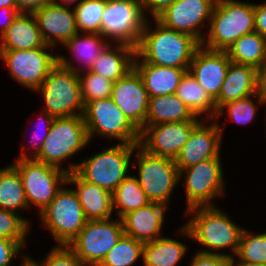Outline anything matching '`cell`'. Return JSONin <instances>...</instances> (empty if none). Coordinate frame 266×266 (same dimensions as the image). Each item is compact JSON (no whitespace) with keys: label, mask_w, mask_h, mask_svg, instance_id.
<instances>
[{"label":"cell","mask_w":266,"mask_h":266,"mask_svg":"<svg viewBox=\"0 0 266 266\" xmlns=\"http://www.w3.org/2000/svg\"><path fill=\"white\" fill-rule=\"evenodd\" d=\"M226 53L231 62L259 69L266 63V38L256 31L245 34L238 38Z\"/></svg>","instance_id":"cell-32"},{"label":"cell","mask_w":266,"mask_h":266,"mask_svg":"<svg viewBox=\"0 0 266 266\" xmlns=\"http://www.w3.org/2000/svg\"><path fill=\"white\" fill-rule=\"evenodd\" d=\"M16 8L14 0H0V8Z\"/></svg>","instance_id":"cell-51"},{"label":"cell","mask_w":266,"mask_h":266,"mask_svg":"<svg viewBox=\"0 0 266 266\" xmlns=\"http://www.w3.org/2000/svg\"><path fill=\"white\" fill-rule=\"evenodd\" d=\"M86 125L82 115L56 117L40 153L34 158L36 161L60 168L66 173L76 171L77 162L69 161L79 152H83L89 144ZM68 161V164H64ZM64 165V166H63Z\"/></svg>","instance_id":"cell-3"},{"label":"cell","mask_w":266,"mask_h":266,"mask_svg":"<svg viewBox=\"0 0 266 266\" xmlns=\"http://www.w3.org/2000/svg\"><path fill=\"white\" fill-rule=\"evenodd\" d=\"M146 20L142 0H106L100 34L110 43L136 48Z\"/></svg>","instance_id":"cell-12"},{"label":"cell","mask_w":266,"mask_h":266,"mask_svg":"<svg viewBox=\"0 0 266 266\" xmlns=\"http://www.w3.org/2000/svg\"><path fill=\"white\" fill-rule=\"evenodd\" d=\"M191 262L187 266H232V258L212 253H202L195 251Z\"/></svg>","instance_id":"cell-43"},{"label":"cell","mask_w":266,"mask_h":266,"mask_svg":"<svg viewBox=\"0 0 266 266\" xmlns=\"http://www.w3.org/2000/svg\"><path fill=\"white\" fill-rule=\"evenodd\" d=\"M109 44L110 42L100 33L78 32L63 45L71 56H65L59 51L58 63L65 68L72 69L77 74L90 71L93 63Z\"/></svg>","instance_id":"cell-21"},{"label":"cell","mask_w":266,"mask_h":266,"mask_svg":"<svg viewBox=\"0 0 266 266\" xmlns=\"http://www.w3.org/2000/svg\"><path fill=\"white\" fill-rule=\"evenodd\" d=\"M55 50L51 46L31 50H0V60L7 68L11 80L34 93L58 63Z\"/></svg>","instance_id":"cell-13"},{"label":"cell","mask_w":266,"mask_h":266,"mask_svg":"<svg viewBox=\"0 0 266 266\" xmlns=\"http://www.w3.org/2000/svg\"><path fill=\"white\" fill-rule=\"evenodd\" d=\"M11 164L22 179L29 210L36 207L37 215L50 204L67 182L68 173L35 159L14 160Z\"/></svg>","instance_id":"cell-11"},{"label":"cell","mask_w":266,"mask_h":266,"mask_svg":"<svg viewBox=\"0 0 266 266\" xmlns=\"http://www.w3.org/2000/svg\"><path fill=\"white\" fill-rule=\"evenodd\" d=\"M151 20H146L136 54L147 63L188 69L201 43L189 34L165 27L157 19Z\"/></svg>","instance_id":"cell-2"},{"label":"cell","mask_w":266,"mask_h":266,"mask_svg":"<svg viewBox=\"0 0 266 266\" xmlns=\"http://www.w3.org/2000/svg\"><path fill=\"white\" fill-rule=\"evenodd\" d=\"M38 216L42 230H48L55 240L54 245L68 246L87 222L77 195L67 182Z\"/></svg>","instance_id":"cell-7"},{"label":"cell","mask_w":266,"mask_h":266,"mask_svg":"<svg viewBox=\"0 0 266 266\" xmlns=\"http://www.w3.org/2000/svg\"><path fill=\"white\" fill-rule=\"evenodd\" d=\"M111 99L140 132L145 126L149 95L135 68L113 83Z\"/></svg>","instance_id":"cell-18"},{"label":"cell","mask_w":266,"mask_h":266,"mask_svg":"<svg viewBox=\"0 0 266 266\" xmlns=\"http://www.w3.org/2000/svg\"><path fill=\"white\" fill-rule=\"evenodd\" d=\"M48 46L32 13L20 12L0 36V50H31Z\"/></svg>","instance_id":"cell-25"},{"label":"cell","mask_w":266,"mask_h":266,"mask_svg":"<svg viewBox=\"0 0 266 266\" xmlns=\"http://www.w3.org/2000/svg\"><path fill=\"white\" fill-rule=\"evenodd\" d=\"M135 156V157H134ZM132 158L134 176L151 203L169 206L179 179V169L173 159L149 154L139 145ZM137 173V175H135Z\"/></svg>","instance_id":"cell-6"},{"label":"cell","mask_w":266,"mask_h":266,"mask_svg":"<svg viewBox=\"0 0 266 266\" xmlns=\"http://www.w3.org/2000/svg\"><path fill=\"white\" fill-rule=\"evenodd\" d=\"M232 266H266L260 263L232 262Z\"/></svg>","instance_id":"cell-52"},{"label":"cell","mask_w":266,"mask_h":266,"mask_svg":"<svg viewBox=\"0 0 266 266\" xmlns=\"http://www.w3.org/2000/svg\"><path fill=\"white\" fill-rule=\"evenodd\" d=\"M27 242L0 238V266H15L11 265L15 258L17 260L18 256L20 258L26 255L24 249H26Z\"/></svg>","instance_id":"cell-42"},{"label":"cell","mask_w":266,"mask_h":266,"mask_svg":"<svg viewBox=\"0 0 266 266\" xmlns=\"http://www.w3.org/2000/svg\"><path fill=\"white\" fill-rule=\"evenodd\" d=\"M43 41L53 48L63 45L78 33L75 13L72 7L59 6L54 3L32 12ZM58 45V46H57Z\"/></svg>","instance_id":"cell-20"},{"label":"cell","mask_w":266,"mask_h":266,"mask_svg":"<svg viewBox=\"0 0 266 266\" xmlns=\"http://www.w3.org/2000/svg\"><path fill=\"white\" fill-rule=\"evenodd\" d=\"M221 158L202 161L179 171L185 193V211L199 206H216L215 200L225 197L226 179Z\"/></svg>","instance_id":"cell-9"},{"label":"cell","mask_w":266,"mask_h":266,"mask_svg":"<svg viewBox=\"0 0 266 266\" xmlns=\"http://www.w3.org/2000/svg\"><path fill=\"white\" fill-rule=\"evenodd\" d=\"M41 96V110L56 117L83 115L84 103L78 74L57 63L35 93Z\"/></svg>","instance_id":"cell-8"},{"label":"cell","mask_w":266,"mask_h":266,"mask_svg":"<svg viewBox=\"0 0 266 266\" xmlns=\"http://www.w3.org/2000/svg\"><path fill=\"white\" fill-rule=\"evenodd\" d=\"M82 116L90 143L98 136L121 144H139L140 132L111 97L85 104Z\"/></svg>","instance_id":"cell-10"},{"label":"cell","mask_w":266,"mask_h":266,"mask_svg":"<svg viewBox=\"0 0 266 266\" xmlns=\"http://www.w3.org/2000/svg\"><path fill=\"white\" fill-rule=\"evenodd\" d=\"M30 228L31 225L20 214L0 208V238L28 241Z\"/></svg>","instance_id":"cell-40"},{"label":"cell","mask_w":266,"mask_h":266,"mask_svg":"<svg viewBox=\"0 0 266 266\" xmlns=\"http://www.w3.org/2000/svg\"><path fill=\"white\" fill-rule=\"evenodd\" d=\"M134 68L141 75L149 98L175 94L182 76L188 69L164 67L143 61L137 54Z\"/></svg>","instance_id":"cell-24"},{"label":"cell","mask_w":266,"mask_h":266,"mask_svg":"<svg viewBox=\"0 0 266 266\" xmlns=\"http://www.w3.org/2000/svg\"><path fill=\"white\" fill-rule=\"evenodd\" d=\"M168 209L171 208L160 203H150L127 213L121 218L124 234L143 243L164 236V223L167 220L165 214Z\"/></svg>","instance_id":"cell-22"},{"label":"cell","mask_w":266,"mask_h":266,"mask_svg":"<svg viewBox=\"0 0 266 266\" xmlns=\"http://www.w3.org/2000/svg\"><path fill=\"white\" fill-rule=\"evenodd\" d=\"M255 94L266 105V63L256 71Z\"/></svg>","instance_id":"cell-46"},{"label":"cell","mask_w":266,"mask_h":266,"mask_svg":"<svg viewBox=\"0 0 266 266\" xmlns=\"http://www.w3.org/2000/svg\"><path fill=\"white\" fill-rule=\"evenodd\" d=\"M232 262L260 263L266 265V231L253 232L244 229L236 255Z\"/></svg>","instance_id":"cell-36"},{"label":"cell","mask_w":266,"mask_h":266,"mask_svg":"<svg viewBox=\"0 0 266 266\" xmlns=\"http://www.w3.org/2000/svg\"><path fill=\"white\" fill-rule=\"evenodd\" d=\"M78 79L84 105L95 100L111 97L114 82L91 71L78 74Z\"/></svg>","instance_id":"cell-39"},{"label":"cell","mask_w":266,"mask_h":266,"mask_svg":"<svg viewBox=\"0 0 266 266\" xmlns=\"http://www.w3.org/2000/svg\"><path fill=\"white\" fill-rule=\"evenodd\" d=\"M255 67L231 62L218 97L214 100L217 111L226 103L255 94Z\"/></svg>","instance_id":"cell-27"},{"label":"cell","mask_w":266,"mask_h":266,"mask_svg":"<svg viewBox=\"0 0 266 266\" xmlns=\"http://www.w3.org/2000/svg\"><path fill=\"white\" fill-rule=\"evenodd\" d=\"M123 234L122 220L116 216L106 220H87L68 247L86 266H98Z\"/></svg>","instance_id":"cell-14"},{"label":"cell","mask_w":266,"mask_h":266,"mask_svg":"<svg viewBox=\"0 0 266 266\" xmlns=\"http://www.w3.org/2000/svg\"><path fill=\"white\" fill-rule=\"evenodd\" d=\"M263 105L264 103L257 97L256 94L251 95L247 98L239 99L237 101L228 102L224 104L217 111V115L215 117L218 127L221 130L222 138L223 135H225L224 128L226 127L224 126L227 125V120L229 121L228 123L235 122V124H240L242 126L248 125L249 123L251 124V122L256 120V115L259 113L258 110H260V106L263 107ZM223 116H228V119H226L225 117V123L220 124L219 120L222 119Z\"/></svg>","instance_id":"cell-34"},{"label":"cell","mask_w":266,"mask_h":266,"mask_svg":"<svg viewBox=\"0 0 266 266\" xmlns=\"http://www.w3.org/2000/svg\"><path fill=\"white\" fill-rule=\"evenodd\" d=\"M201 46L226 51L238 38L255 31L254 3L217 0Z\"/></svg>","instance_id":"cell-4"},{"label":"cell","mask_w":266,"mask_h":266,"mask_svg":"<svg viewBox=\"0 0 266 266\" xmlns=\"http://www.w3.org/2000/svg\"><path fill=\"white\" fill-rule=\"evenodd\" d=\"M222 135L215 119H203L175 158L179 171L202 161L222 158Z\"/></svg>","instance_id":"cell-17"},{"label":"cell","mask_w":266,"mask_h":266,"mask_svg":"<svg viewBox=\"0 0 266 266\" xmlns=\"http://www.w3.org/2000/svg\"><path fill=\"white\" fill-rule=\"evenodd\" d=\"M166 122L145 125L140 131L139 146L152 155L175 160L180 150L188 141L192 130L202 121Z\"/></svg>","instance_id":"cell-15"},{"label":"cell","mask_w":266,"mask_h":266,"mask_svg":"<svg viewBox=\"0 0 266 266\" xmlns=\"http://www.w3.org/2000/svg\"><path fill=\"white\" fill-rule=\"evenodd\" d=\"M43 266H86L84 262L68 247L53 245L43 259Z\"/></svg>","instance_id":"cell-41"},{"label":"cell","mask_w":266,"mask_h":266,"mask_svg":"<svg viewBox=\"0 0 266 266\" xmlns=\"http://www.w3.org/2000/svg\"><path fill=\"white\" fill-rule=\"evenodd\" d=\"M0 208L18 213L32 224L30 218L21 213L30 210L20 174L11 163L0 168Z\"/></svg>","instance_id":"cell-31"},{"label":"cell","mask_w":266,"mask_h":266,"mask_svg":"<svg viewBox=\"0 0 266 266\" xmlns=\"http://www.w3.org/2000/svg\"><path fill=\"white\" fill-rule=\"evenodd\" d=\"M217 0H176L157 20L165 27L202 42Z\"/></svg>","instance_id":"cell-16"},{"label":"cell","mask_w":266,"mask_h":266,"mask_svg":"<svg viewBox=\"0 0 266 266\" xmlns=\"http://www.w3.org/2000/svg\"><path fill=\"white\" fill-rule=\"evenodd\" d=\"M106 0H82L73 6L79 33H100Z\"/></svg>","instance_id":"cell-37"},{"label":"cell","mask_w":266,"mask_h":266,"mask_svg":"<svg viewBox=\"0 0 266 266\" xmlns=\"http://www.w3.org/2000/svg\"><path fill=\"white\" fill-rule=\"evenodd\" d=\"M183 215L184 218H190L181 224L182 226L177 229L179 234H176L184 240L190 239L199 244L200 248L195 251L221 254L230 258L236 255L245 227L231 220L230 215L222 207H194L184 211Z\"/></svg>","instance_id":"cell-1"},{"label":"cell","mask_w":266,"mask_h":266,"mask_svg":"<svg viewBox=\"0 0 266 266\" xmlns=\"http://www.w3.org/2000/svg\"><path fill=\"white\" fill-rule=\"evenodd\" d=\"M110 144L112 142L93 156L81 159L75 172L83 180L113 193L132 173V156L138 144Z\"/></svg>","instance_id":"cell-5"},{"label":"cell","mask_w":266,"mask_h":266,"mask_svg":"<svg viewBox=\"0 0 266 266\" xmlns=\"http://www.w3.org/2000/svg\"><path fill=\"white\" fill-rule=\"evenodd\" d=\"M191 110L175 94L149 98L145 125L195 120Z\"/></svg>","instance_id":"cell-30"},{"label":"cell","mask_w":266,"mask_h":266,"mask_svg":"<svg viewBox=\"0 0 266 266\" xmlns=\"http://www.w3.org/2000/svg\"><path fill=\"white\" fill-rule=\"evenodd\" d=\"M39 110L40 112H38V115H36L37 117L35 116L34 123L36 127L34 126L35 129L34 131L32 130V134H30L31 139H28L29 142L27 146L24 144L20 146V153L18 157L15 156V160L34 159L40 153L42 145L48 136L54 117L41 109Z\"/></svg>","instance_id":"cell-38"},{"label":"cell","mask_w":266,"mask_h":266,"mask_svg":"<svg viewBox=\"0 0 266 266\" xmlns=\"http://www.w3.org/2000/svg\"><path fill=\"white\" fill-rule=\"evenodd\" d=\"M20 263L18 266H43L40 261H37L35 258H33L31 255L26 254L20 259Z\"/></svg>","instance_id":"cell-49"},{"label":"cell","mask_w":266,"mask_h":266,"mask_svg":"<svg viewBox=\"0 0 266 266\" xmlns=\"http://www.w3.org/2000/svg\"><path fill=\"white\" fill-rule=\"evenodd\" d=\"M231 63L226 51L200 46L192 58L188 71L200 86L215 100L221 90Z\"/></svg>","instance_id":"cell-19"},{"label":"cell","mask_w":266,"mask_h":266,"mask_svg":"<svg viewBox=\"0 0 266 266\" xmlns=\"http://www.w3.org/2000/svg\"><path fill=\"white\" fill-rule=\"evenodd\" d=\"M67 183L74 186L87 220H106L113 216L112 193L83 180L75 171L68 174Z\"/></svg>","instance_id":"cell-23"},{"label":"cell","mask_w":266,"mask_h":266,"mask_svg":"<svg viewBox=\"0 0 266 266\" xmlns=\"http://www.w3.org/2000/svg\"><path fill=\"white\" fill-rule=\"evenodd\" d=\"M19 12L32 13L33 11L50 4L52 0H14Z\"/></svg>","instance_id":"cell-47"},{"label":"cell","mask_w":266,"mask_h":266,"mask_svg":"<svg viewBox=\"0 0 266 266\" xmlns=\"http://www.w3.org/2000/svg\"><path fill=\"white\" fill-rule=\"evenodd\" d=\"M255 31L266 38V0L254 3Z\"/></svg>","instance_id":"cell-45"},{"label":"cell","mask_w":266,"mask_h":266,"mask_svg":"<svg viewBox=\"0 0 266 266\" xmlns=\"http://www.w3.org/2000/svg\"><path fill=\"white\" fill-rule=\"evenodd\" d=\"M151 201L141 189L138 179L129 174L112 193L113 213L121 219L127 213L149 205Z\"/></svg>","instance_id":"cell-33"},{"label":"cell","mask_w":266,"mask_h":266,"mask_svg":"<svg viewBox=\"0 0 266 266\" xmlns=\"http://www.w3.org/2000/svg\"><path fill=\"white\" fill-rule=\"evenodd\" d=\"M19 13L16 8H0V36L13 23Z\"/></svg>","instance_id":"cell-48"},{"label":"cell","mask_w":266,"mask_h":266,"mask_svg":"<svg viewBox=\"0 0 266 266\" xmlns=\"http://www.w3.org/2000/svg\"><path fill=\"white\" fill-rule=\"evenodd\" d=\"M82 0H52V3L59 6L73 7L80 3ZM74 4V5H73Z\"/></svg>","instance_id":"cell-50"},{"label":"cell","mask_w":266,"mask_h":266,"mask_svg":"<svg viewBox=\"0 0 266 266\" xmlns=\"http://www.w3.org/2000/svg\"><path fill=\"white\" fill-rule=\"evenodd\" d=\"M182 240L162 236L143 244L142 266H177L185 258L188 245Z\"/></svg>","instance_id":"cell-28"},{"label":"cell","mask_w":266,"mask_h":266,"mask_svg":"<svg viewBox=\"0 0 266 266\" xmlns=\"http://www.w3.org/2000/svg\"><path fill=\"white\" fill-rule=\"evenodd\" d=\"M136 48L124 43H110L93 63V73L116 82L134 68Z\"/></svg>","instance_id":"cell-26"},{"label":"cell","mask_w":266,"mask_h":266,"mask_svg":"<svg viewBox=\"0 0 266 266\" xmlns=\"http://www.w3.org/2000/svg\"><path fill=\"white\" fill-rule=\"evenodd\" d=\"M175 1L176 0H142L143 12L146 19H157ZM149 13L152 18L149 17Z\"/></svg>","instance_id":"cell-44"},{"label":"cell","mask_w":266,"mask_h":266,"mask_svg":"<svg viewBox=\"0 0 266 266\" xmlns=\"http://www.w3.org/2000/svg\"><path fill=\"white\" fill-rule=\"evenodd\" d=\"M175 95L187 105L191 112L201 119H215V101L200 86L189 71L182 76Z\"/></svg>","instance_id":"cell-29"},{"label":"cell","mask_w":266,"mask_h":266,"mask_svg":"<svg viewBox=\"0 0 266 266\" xmlns=\"http://www.w3.org/2000/svg\"><path fill=\"white\" fill-rule=\"evenodd\" d=\"M143 244V242L123 234L98 266H133L138 262L140 263L143 255Z\"/></svg>","instance_id":"cell-35"}]
</instances>
